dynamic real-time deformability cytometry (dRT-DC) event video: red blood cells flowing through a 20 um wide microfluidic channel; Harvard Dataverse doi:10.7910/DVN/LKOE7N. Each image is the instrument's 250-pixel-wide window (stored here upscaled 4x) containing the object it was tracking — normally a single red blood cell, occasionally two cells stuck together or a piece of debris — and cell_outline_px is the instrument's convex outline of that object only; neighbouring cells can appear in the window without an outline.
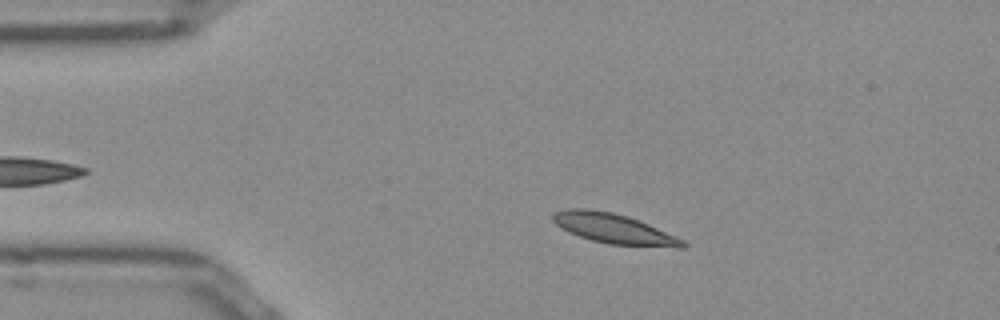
{"species": "Egyptian fruit bat (a non-hibernating species)", "species_latin": "Rousettus aegyptiacus", "temperature_condition": "room temperature", "stored_images_in_passage": 43, "camera_frame_rate_fps": 3000, "um_per_image_px": 0.085, "frame": {"image": 1, "passage_image": 7, "time_ms": 2.0, "image_size_px": [1000, 320], "cell_outline_px": [[688, 244], [684, 248], [676, 248], [608, 244], [592, 240], [568, 232], [556, 224], [552, 220], [552, 216], [556, 212], [568, 208], [588, 208], [612, 212], [628, 216], [648, 224], [684, 240]], "centroid_in_image_um": [52.2, 19.44], "position_along_channel_um": 32.8, "area_um2": 22.66}}
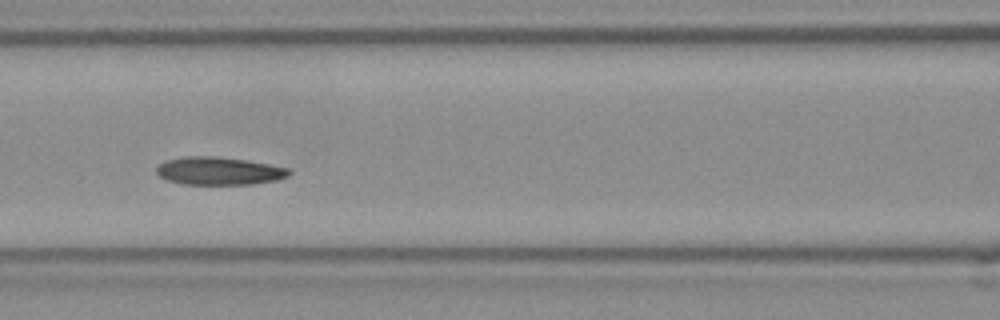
{"frame": {"image": 2, "passage_image": 19, "time_ms": 6.0, "image_size_px": [1000, 320], "cell_outline_px": [[292, 172], [288, 176], [276, 180], [252, 184], [184, 184], [168, 180], [160, 176], [156, 172], [156, 168], [160, 164], [168, 160], [184, 156], [212, 156], [244, 160], [268, 164], [288, 168]], "centroid_in_image_um": [18.62, 14.53], "position_along_channel_um": 148.0, "area_um2": 21.27}}
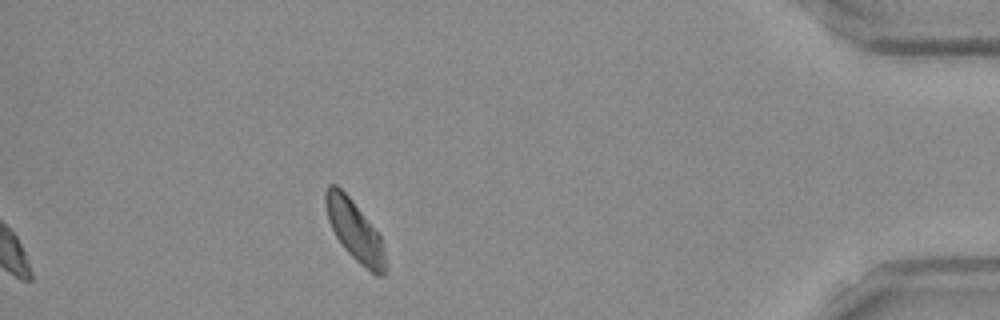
{"frame": {"image": 3, "passage_image": 43, "time_ms": 14.0, "image_size_px": [1000, 320], "cell_outline_px": [[388, 268], [384, 276], [376, 276], [360, 264], [344, 248], [336, 236], [328, 220], [324, 204], [324, 192], [328, 184], [336, 184], [352, 200], [380, 236], [388, 264]], "centroid_in_image_um": [30.16, 19.63], "position_along_channel_um": 405.0, "area_um2": 21.1}, "authors_computed_cell_mechanics": {"area_um2": 21.6172, "velocity_mm_per_s": 3.8793, "shape_relaxation_time_tau1_ms": 4.8487, "shape_relaxation_time_tau2_ms": null, "deformation_change_tau1": 0.0806, "deformation_change_tau2": null}}